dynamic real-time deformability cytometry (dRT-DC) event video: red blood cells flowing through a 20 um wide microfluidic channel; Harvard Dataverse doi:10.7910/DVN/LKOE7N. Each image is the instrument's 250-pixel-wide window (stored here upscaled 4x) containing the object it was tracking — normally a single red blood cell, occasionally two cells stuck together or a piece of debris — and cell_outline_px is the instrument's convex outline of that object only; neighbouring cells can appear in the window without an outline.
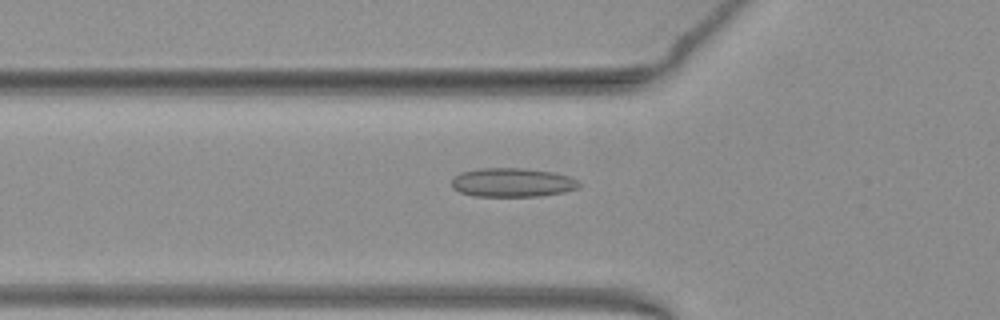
{"species": "common noctule bat (a hibernating species)", "species_latin": "Nyctalus noctula", "temperature_condition": "warm", "stored_images_in_passage": 38, "camera_frame_rate_fps": 3000, "um_per_image_px": 0.085, "animal": {"sex": "female", "body_mass_g": 19.3, "forearm_length_mm": 54.1}, "frame": {"image": 1, "passage_image": 3, "time_ms": 0.667, "image_size_px": [1000, 320], "cell_outline_px": [[580, 184], [576, 188], [564, 192], [540, 196], [476, 196], [460, 192], [452, 188], [452, 180], [460, 172], [480, 168], [524, 168], [552, 172], [568, 176], [576, 180]], "centroid_in_image_um": [43.52, 15.51], "position_along_channel_um": 82.3, "area_um2": 21.33}}
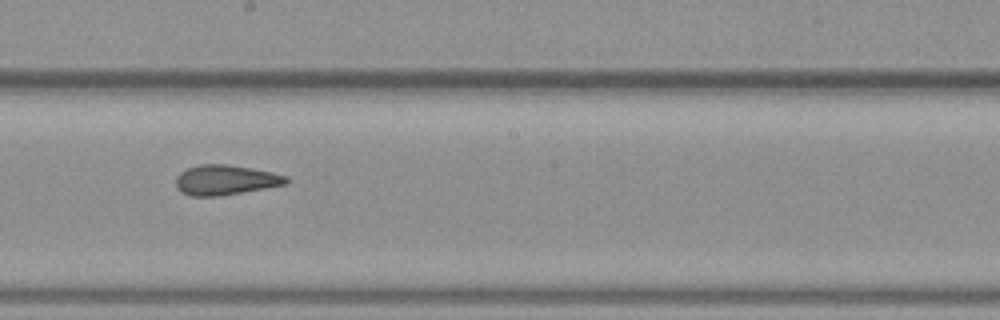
{"frame": {"image": 2, "passage_image": 14, "time_ms": 4.333, "image_size_px": [1000, 320], "cell_outline_px": [[288, 184], [216, 196], [192, 196], [180, 192], [176, 188], [176, 176], [180, 172], [188, 168], [200, 164], [228, 164], [252, 168], [272, 172], [288, 176]], "centroid_in_image_um": [19.15, 15.29], "position_along_channel_um": 229.1, "area_um2": 19.25}}
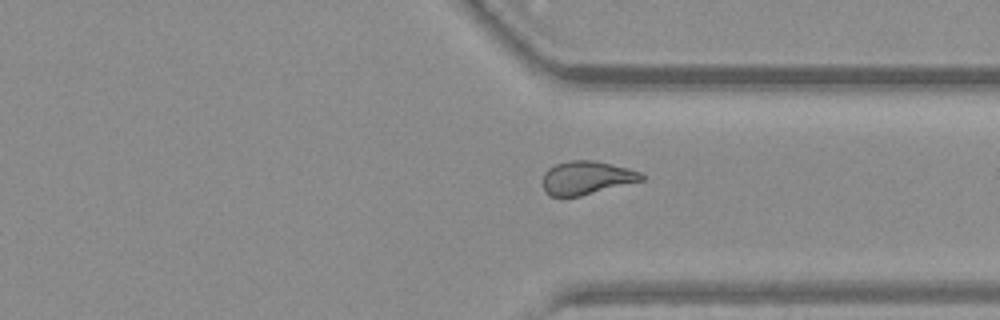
{"frame": {"image": 3, "passage_image": 24, "time_ms": 7.667, "image_size_px": [1000, 320], "cell_outline_px": [[644, 180], [580, 196], [552, 196], [544, 192], [544, 172], [548, 168], [556, 164], [568, 160], [592, 160], [628, 168], [640, 172], [644, 176]], "centroid_in_image_um": [49.85, 15.11], "position_along_channel_um": 361.5, "area_um2": 19.07}, "authors_computed_cell_mechanics": {"area_um2": 19.5653, "velocity_mm_per_s": 3.9873, "shape_relaxation_time_tau1_ms": null, "shape_relaxation_time_tau2_ms": 2.1503, "deformation_change_tau1": null, "deformation_change_tau2": 0.0919}}